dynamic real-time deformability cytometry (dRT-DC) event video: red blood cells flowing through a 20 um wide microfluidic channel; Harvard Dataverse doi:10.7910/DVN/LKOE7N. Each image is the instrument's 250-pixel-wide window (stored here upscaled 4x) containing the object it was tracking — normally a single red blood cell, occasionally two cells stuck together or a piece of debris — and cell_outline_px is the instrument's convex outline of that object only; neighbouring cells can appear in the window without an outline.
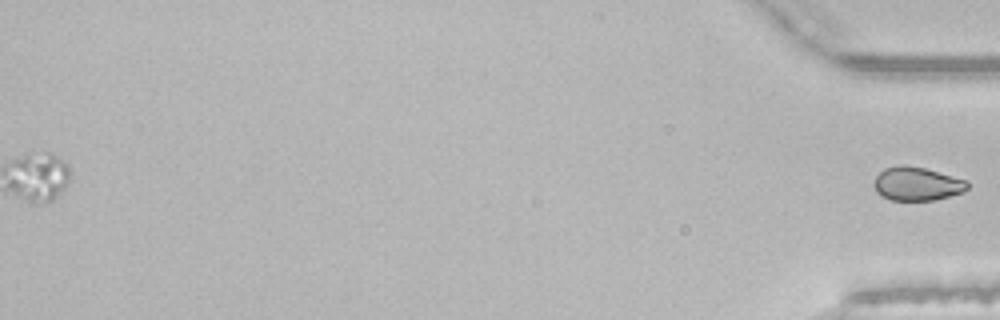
{"species": "common noctule bat (a hibernating species)", "species_latin": "Nyctalus noctula", "temperature_condition": "room temperature", "stored_images_in_passage": 44, "segment_of_instrument_passage": [2, 2], "camera_frame_rate_fps": 3000, "um_per_image_px": 0.085, "animal": {"sex": "male", "body_mass_g": 21.5, "forearm_length_mm": 52.0}, "frame": {"image": 1, "passage_image": 44, "time_ms": 14.333, "image_size_px": [1000, 320], "cell_outline_px": [[968, 188], [964, 192], [936, 200], [892, 200], [880, 196], [876, 192], [872, 184], [876, 176], [884, 168], [924, 168], [968, 180]], "centroid_in_image_um": [77.96, 15.67], "position_along_channel_um": 357.2, "area_um2": 17.92}}